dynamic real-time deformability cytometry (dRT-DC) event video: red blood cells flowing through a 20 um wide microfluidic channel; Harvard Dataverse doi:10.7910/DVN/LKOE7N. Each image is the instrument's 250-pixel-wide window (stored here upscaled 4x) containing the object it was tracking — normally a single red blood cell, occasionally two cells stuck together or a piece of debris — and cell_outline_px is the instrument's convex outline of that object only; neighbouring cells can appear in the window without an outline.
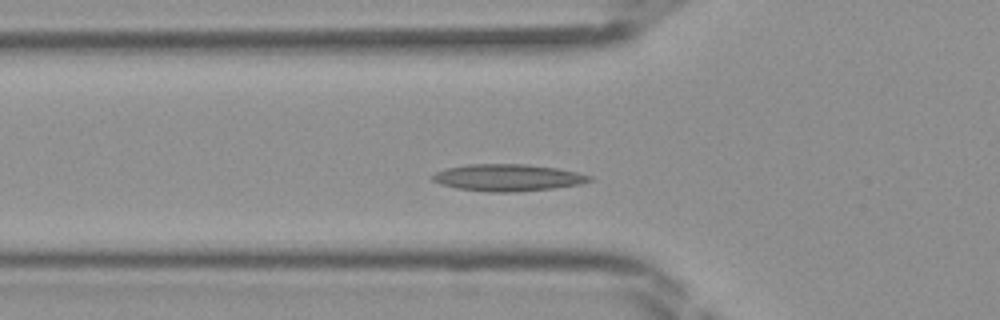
{"species": "Egyptian fruit bat (a non-hibernating species)", "species_latin": "Rousettus aegyptiacus", "temperature_condition": "room temperature", "stored_images_in_passage": 41, "camera_frame_rate_fps": 3000, "um_per_image_px": 0.085, "frame": {"image": 1, "passage_image": 11, "time_ms": 3.333, "image_size_px": [1000, 320], "cell_outline_px": [[592, 180], [580, 184], [552, 188], [512, 192], [488, 192], [456, 188], [440, 184], [432, 180], [432, 176], [436, 172], [444, 168], [468, 164], [524, 164], [556, 168], [576, 172], [592, 176]], "centroid_in_image_um": [43.12, 15.09], "position_along_channel_um": 82.7, "area_um2": 24.51}}
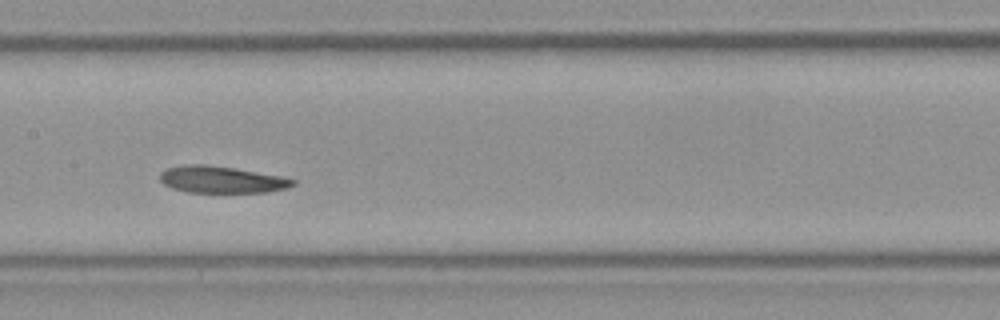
{"frame": {"image": 2, "passage_image": 18, "time_ms": 5.667, "image_size_px": [1000, 320], "cell_outline_px": [[296, 184], [288, 188], [268, 192], [188, 192], [172, 188], [164, 184], [160, 180], [160, 172], [164, 168], [188, 164], [204, 164], [232, 168], [280, 176], [296, 180]], "centroid_in_image_um": [18.81, 15.26], "position_along_channel_um": 188.6, "area_um2": 20.69}}
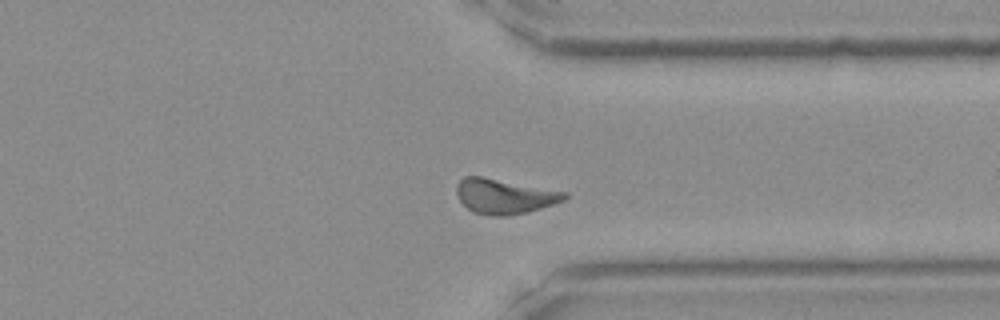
{"frame": {"image": 3, "passage_image": 30, "time_ms": 9.667, "image_size_px": [1000, 320], "cell_outline_px": [[568, 196], [564, 200], [528, 212], [504, 216], [492, 216], [472, 212], [460, 200], [456, 192], [456, 184], [464, 176], [480, 176], [568, 192]], "centroid_in_image_um": [42.86, 16.68], "position_along_channel_um": 368.5, "area_um2": 21.85}}